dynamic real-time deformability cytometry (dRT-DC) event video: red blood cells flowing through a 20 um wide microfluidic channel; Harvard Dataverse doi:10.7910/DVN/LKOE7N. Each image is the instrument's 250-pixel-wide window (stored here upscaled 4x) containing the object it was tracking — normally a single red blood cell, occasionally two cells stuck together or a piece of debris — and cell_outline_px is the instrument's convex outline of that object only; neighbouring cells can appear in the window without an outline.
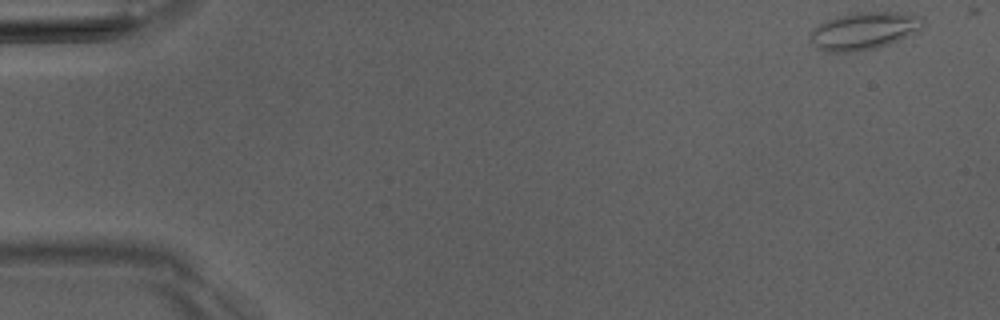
{"species": "Egyptian fruit bat (a non-hibernating species)", "species_latin": "Rousettus aegyptiacus", "temperature_condition": "room temperature", "stored_images_in_passage": 3, "camera_frame_rate_fps": 3000, "um_per_image_px": 0.085, "animal": {"sex": "male"}, "frame": {"image": 1, "passage_image": 1, "time_ms": 0.0, "image_size_px": [1000, 320], "cell_outline_px": [[924, 24], [916, 32], [888, 44], [876, 48], [852, 52], [824, 52], [816, 48], [812, 44], [808, 36], [824, 20], [836, 16], [860, 12], [904, 12], [924, 16]], "centroid_in_image_um": [73.43, 2.62], "position_along_channel_um": 11.6, "area_um2": 24.8}}